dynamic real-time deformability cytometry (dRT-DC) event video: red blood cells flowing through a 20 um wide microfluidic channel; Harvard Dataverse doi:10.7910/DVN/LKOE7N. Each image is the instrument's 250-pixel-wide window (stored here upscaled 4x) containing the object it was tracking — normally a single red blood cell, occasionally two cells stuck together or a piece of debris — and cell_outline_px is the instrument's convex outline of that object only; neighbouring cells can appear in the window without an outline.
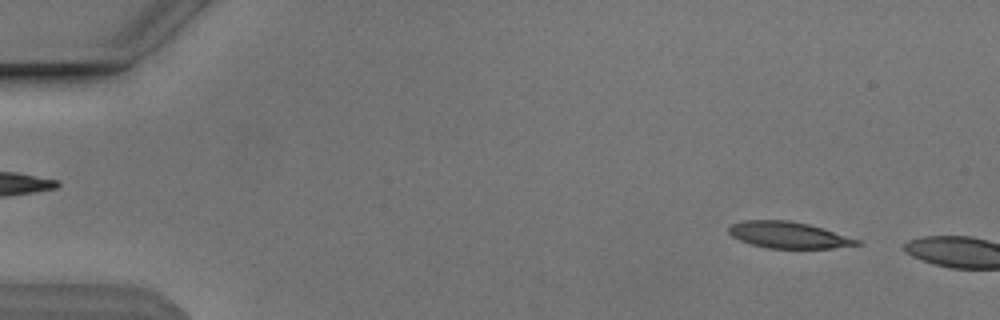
{"species": "Egyptian fruit bat (a non-hibernating species)", "species_latin": "Rousettus aegyptiacus", "temperature_condition": "cold", "stored_images_in_passage": 7, "camera_frame_rate_fps": 3000, "um_per_image_px": 0.085, "animal": {"sex": "male"}, "frame": {"image": 1, "passage_image": 5, "time_ms": 1.333, "image_size_px": [1000, 320], "cell_outline_px": [[864, 244], [832, 248], [768, 248], [752, 244], [740, 240], [732, 236], [728, 232], [728, 228], [732, 224], [744, 220], [792, 220], [808, 224], [860, 240]], "centroid_in_image_um": [67.02, 19.97], "position_along_channel_um": 18.0, "area_um2": 19.59}}